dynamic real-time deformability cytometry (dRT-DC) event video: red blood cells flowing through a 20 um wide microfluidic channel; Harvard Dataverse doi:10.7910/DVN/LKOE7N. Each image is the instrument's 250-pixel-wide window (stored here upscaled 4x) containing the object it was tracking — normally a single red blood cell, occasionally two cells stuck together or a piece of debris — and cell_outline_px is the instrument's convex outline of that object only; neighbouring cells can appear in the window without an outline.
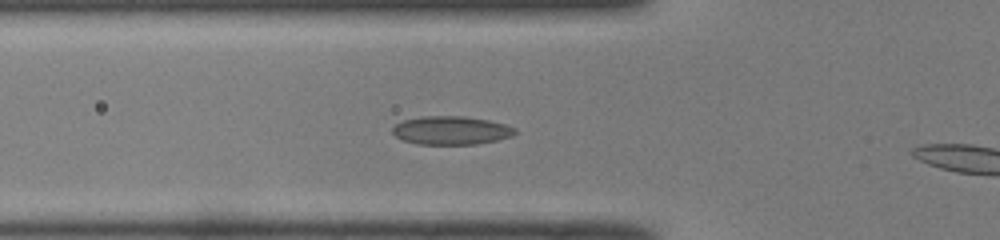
{"species": "common noctule bat (a hibernating species)", "species_latin": "Nyctalus noctula", "temperature_condition": "room temperature", "stored_images_in_passage": 35, "camera_frame_rate_fps": 3000, "um_per_image_px": 0.085, "animal": {"sex": "male", "body_mass_g": 19.0, "forearm_length_mm": 50.8}, "frame": {"image": 1, "passage_image": 8, "time_ms": 2.333, "image_size_px": [1000, 240], "cell_outline_px": [[516, 132], [512, 136], [496, 140], [476, 144], [416, 144], [404, 140], [396, 136], [392, 132], [392, 128], [396, 124], [404, 120], [420, 116], [464, 116], [488, 120], [504, 124], [516, 128]], "centroid_in_image_um": [38.34, 11.08], "position_along_channel_um": 87.5, "area_um2": 20.23}}
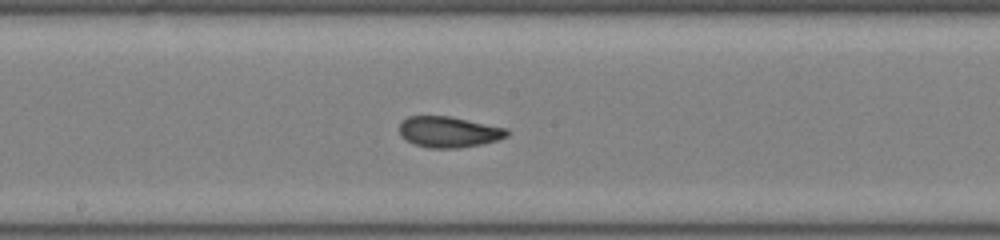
{"frame": {"image": 2, "passage_image": 17, "time_ms": 5.333, "image_size_px": [1000, 240], "cell_outline_px": [[508, 136], [484, 144], [460, 148], [428, 148], [416, 144], [400, 136], [400, 124], [408, 116], [448, 116], [508, 128]], "centroid_in_image_um": [38.17, 11.22], "position_along_channel_um": 210.0, "area_um2": 19.31}}
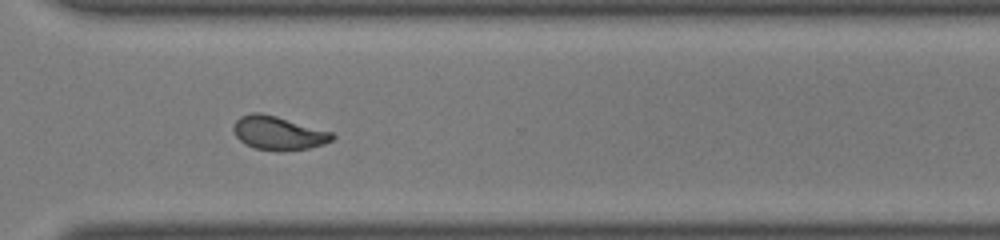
{"frame": {"image": 3, "passage_image": 27, "time_ms": 8.667, "image_size_px": [1000, 240], "cell_outline_px": [[336, 136], [332, 140], [324, 144], [308, 148], [256, 148], [244, 144], [236, 136], [232, 128], [236, 120], [240, 116], [252, 112], [260, 112], [276, 116], [332, 132]], "centroid_in_image_um": [23.63, 11.26], "position_along_channel_um": 347.0, "area_um2": 18.67}, "authors_computed_cell_mechanics": {"area_um2": 19.7098, "velocity_mm_per_s": 4.0843, "shape_relaxation_time_tau1_ms": null, "shape_relaxation_time_tau2_ms": 1.2204, "deformation_change_tau1": null, "deformation_change_tau2": 0.0637}}